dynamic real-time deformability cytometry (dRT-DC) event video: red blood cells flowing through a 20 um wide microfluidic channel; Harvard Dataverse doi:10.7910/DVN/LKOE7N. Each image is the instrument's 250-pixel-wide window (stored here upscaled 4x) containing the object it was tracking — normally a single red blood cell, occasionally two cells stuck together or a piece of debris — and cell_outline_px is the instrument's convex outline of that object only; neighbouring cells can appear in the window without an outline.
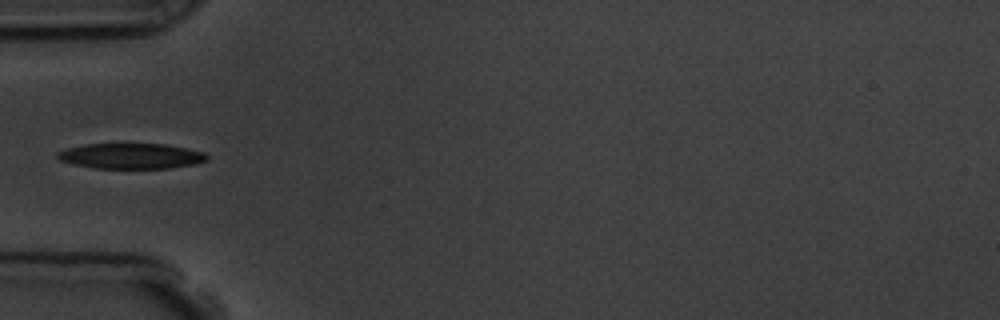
{"species": "common noctule bat (a hibernating species)", "species_latin": "Nyctalus noctula", "temperature_condition": "room temperature", "stored_images_in_passage": 7, "camera_frame_rate_fps": 3000, "um_per_image_px": 0.085, "animal": {"sex": "male", "body_mass_g": 19.5, "forearm_length_mm": 54.6}, "frame": {"image": 1, "passage_image": 6, "time_ms": 5.667, "image_size_px": [1000, 320], "cell_outline_px": [[208, 160], [196, 164], [168, 168], [96, 168], [72, 164], [60, 160], [56, 156], [56, 152], [68, 148], [84, 144], [164, 144], [204, 152], [208, 156]], "centroid_in_image_um": [11.13, 13.26], "position_along_channel_um": 73.9, "area_um2": 22.08}}